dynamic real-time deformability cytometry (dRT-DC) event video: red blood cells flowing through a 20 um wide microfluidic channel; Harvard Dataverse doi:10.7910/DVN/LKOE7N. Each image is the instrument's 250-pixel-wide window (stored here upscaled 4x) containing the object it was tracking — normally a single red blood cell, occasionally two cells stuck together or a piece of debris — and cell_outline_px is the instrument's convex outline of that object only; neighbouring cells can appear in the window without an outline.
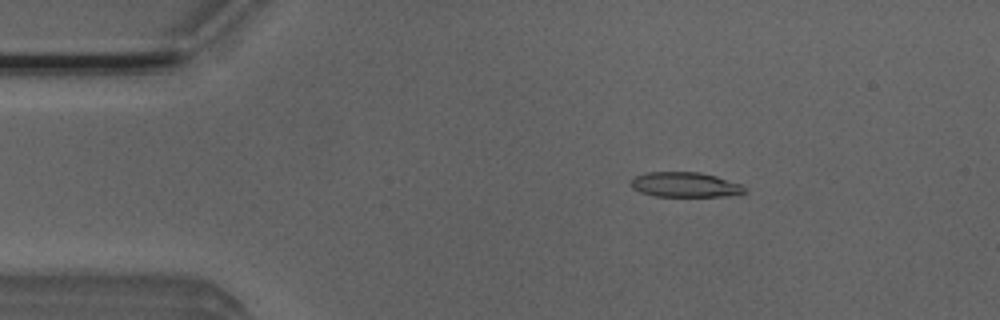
{"species": "Egyptian fruit bat (a non-hibernating species)", "species_latin": "Rousettus aegyptiacus", "temperature_condition": "room temperature", "stored_images_in_passage": 44, "camera_frame_rate_fps": 3000, "um_per_image_px": 0.085, "animal": {"sex": "male"}, "frame": {"image": 1, "passage_image": 1, "time_ms": 0.0, "image_size_px": [1000, 320], "cell_outline_px": [[748, 192], [724, 196], [656, 196], [640, 192], [632, 188], [628, 184], [636, 176], [648, 172], [700, 172], [716, 176], [744, 184]], "centroid_in_image_um": [58.26, 15.7], "position_along_channel_um": 26.7, "area_um2": 16.65}}
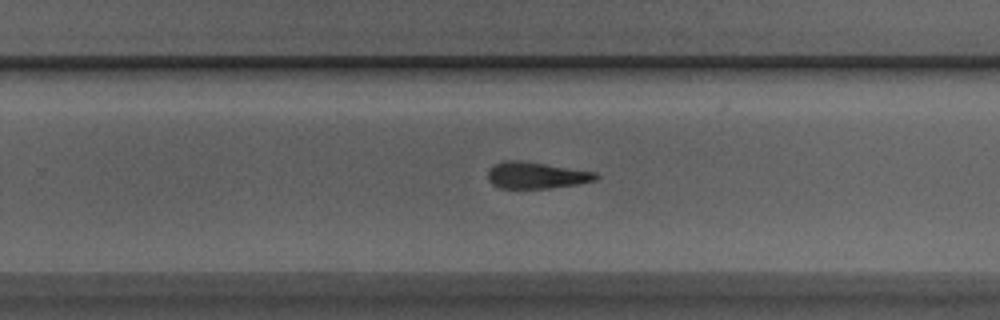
{"frame": {"image": 2, "passage_image": 25, "time_ms": 8.0, "image_size_px": [1000, 320], "cell_outline_px": [[600, 176], [596, 180], [576, 184], [548, 188], [500, 188], [492, 184], [488, 180], [488, 172], [492, 164], [508, 160], [520, 160], [596, 172]], "centroid_in_image_um": [45.56, 14.89], "position_along_channel_um": 284.2, "area_um2": 16.65}}
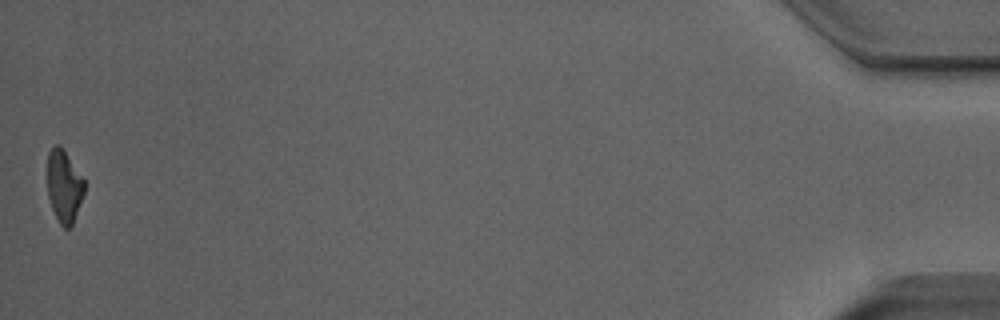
{"frame": {"image": 3, "passage_image": 44, "time_ms": 14.333, "image_size_px": [1000, 320], "cell_outline_px": [[84, 192], [72, 224], [68, 228], [64, 228], [60, 224], [52, 208], [48, 196], [48, 152], [56, 144], [60, 144], [64, 148], [84, 180]], "centroid_in_image_um": [5.44, 15.78], "position_along_channel_um": 429.8, "area_um2": 15.37}, "authors_computed_cell_mechanics": {"area_um2": 17.1377, "velocity_mm_per_s": 3.9322, "shape_relaxation_time_tau1_ms": 7.5538, "shape_relaxation_time_tau2_ms": 5.9314, "deformation_change_tau1": 0.2581, "deformation_change_tau2": 0.1932}}